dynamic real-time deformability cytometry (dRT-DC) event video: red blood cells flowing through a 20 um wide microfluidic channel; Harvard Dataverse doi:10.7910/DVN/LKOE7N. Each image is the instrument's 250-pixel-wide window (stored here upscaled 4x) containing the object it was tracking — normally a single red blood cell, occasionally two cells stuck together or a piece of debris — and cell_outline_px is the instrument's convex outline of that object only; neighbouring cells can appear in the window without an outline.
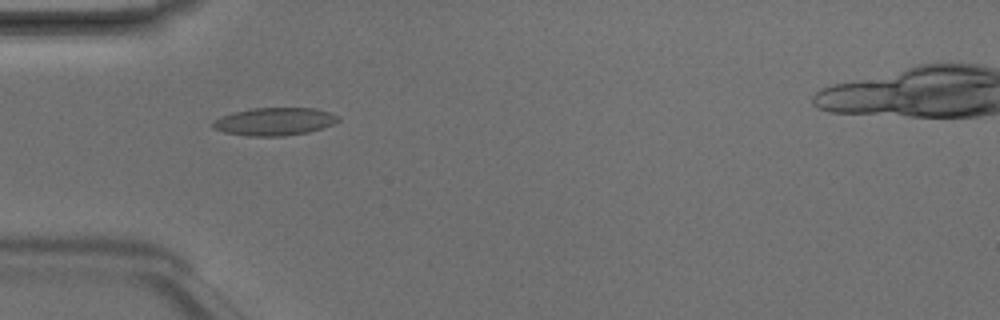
{"species": "Egyptian fruit bat (a non-hibernating species)", "species_latin": "Rousettus aegyptiacus", "temperature_condition": "room temperature", "stored_images_in_passage": 9, "camera_frame_rate_fps": 3000, "um_per_image_px": 0.085, "animal": {"sex": "male"}, "frame": {"image": 1, "passage_image": 4, "time_ms": 1.0, "image_size_px": [1000, 320], "cell_outline_px": [[340, 120], [332, 124], [308, 132], [284, 136], [248, 136], [224, 132], [212, 128], [212, 124], [216, 120], [232, 112], [252, 108], [316, 108], [340, 116]], "centroid_in_image_um": [23.34, 10.33], "position_along_channel_um": 61.7, "area_um2": 20.17}}
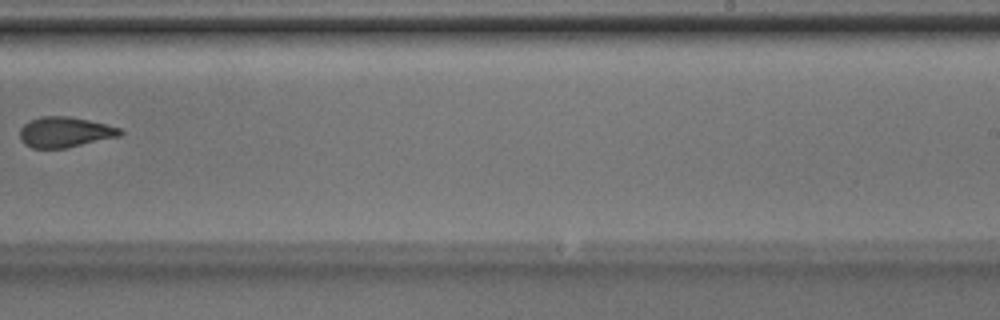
{"frame": {"image": 2, "passage_image": 9, "time_ms": 2.667, "image_size_px": [1000, 320], "cell_outline_px": [[124, 132], [120, 136], [64, 148], [32, 148], [24, 144], [20, 140], [20, 128], [28, 120], [40, 116], [68, 116], [88, 120], [120, 128]], "centroid_in_image_um": [5.47, 11.22], "position_along_channel_um": 283.5, "area_um2": 17.74}}